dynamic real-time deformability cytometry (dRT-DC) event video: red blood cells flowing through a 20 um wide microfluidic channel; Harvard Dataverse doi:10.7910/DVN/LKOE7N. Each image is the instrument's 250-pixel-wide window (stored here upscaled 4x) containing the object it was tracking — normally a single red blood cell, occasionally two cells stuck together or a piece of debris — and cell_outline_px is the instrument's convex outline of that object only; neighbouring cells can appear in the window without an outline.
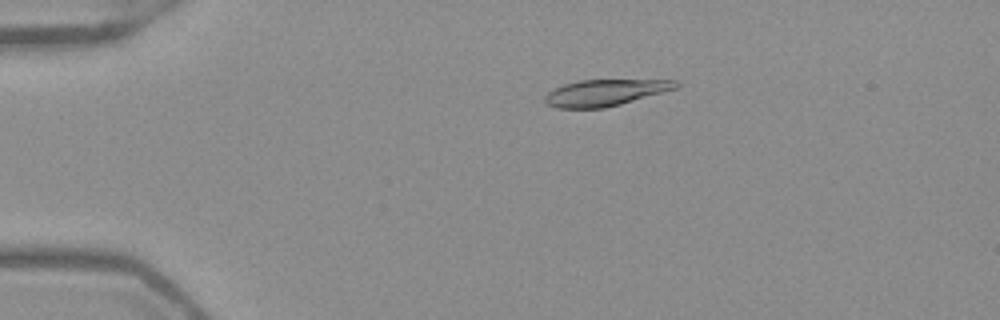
{"species": "Egyptian fruit bat (a non-hibernating species)", "species_latin": "Rousettus aegyptiacus", "temperature_condition": "warm", "stored_images_in_passage": 52, "camera_frame_rate_fps": 3000, "um_per_image_px": 0.085, "frame": {"image": 1, "passage_image": 11, "time_ms": 3.333, "image_size_px": [1000, 320], "cell_outline_px": [[680, 84], [676, 88], [620, 104], [604, 108], [556, 108], [548, 104], [544, 100], [544, 96], [548, 92], [564, 84], [580, 80], [676, 80]], "centroid_in_image_um": [51.41, 7.87], "position_along_channel_um": 33.6, "area_um2": 19.88}}
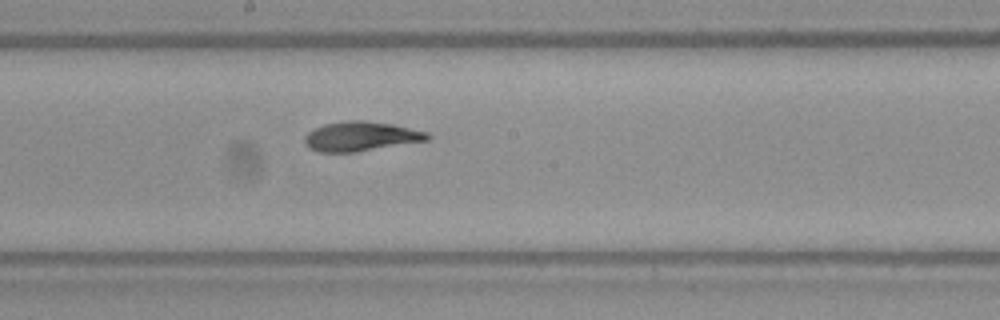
{"frame": {"image": 2, "passage_image": 29, "time_ms": 9.333, "image_size_px": [1000, 320], "cell_outline_px": [[432, 136], [428, 140], [356, 152], [320, 152], [308, 148], [304, 144], [304, 136], [308, 132], [324, 124], [348, 120], [364, 120], [392, 124], [428, 132]], "centroid_in_image_um": [30.66, 11.59], "position_along_channel_um": 217.5, "area_um2": 21.15}}
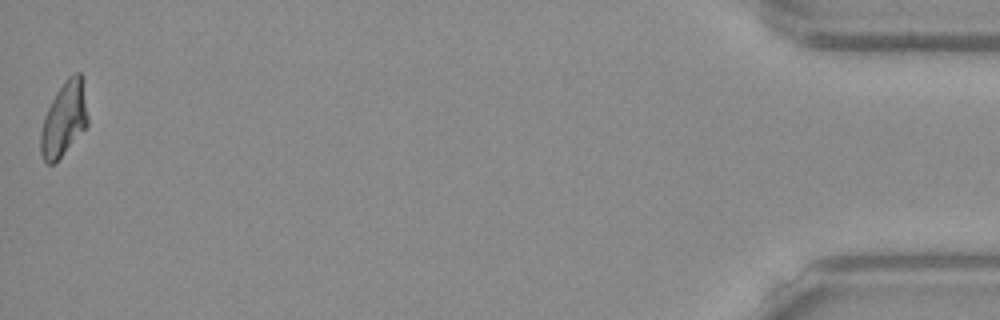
{"frame": {"image": 3, "passage_image": 52, "time_ms": 17.0, "image_size_px": [1000, 320], "cell_outline_px": [[88, 124], [60, 156], [52, 164], [48, 164], [44, 160], [40, 152], [40, 132], [44, 116], [56, 92], [64, 80], [68, 76], [76, 72], [80, 72], [84, 76], [88, 116]], "centroid_in_image_um": [5.46, 10.03], "position_along_channel_um": 429.7, "area_um2": 20.4}, "authors_computed_cell_mechanics": {"area_um2": 20.7791, "velocity_mm_per_s": 3.9443, "shape_relaxation_time_tau1_ms": 4.2175, "shape_relaxation_time_tau2_ms": 1.4673, "deformation_change_tau1": 0.1915, "deformation_change_tau2": 0.0828}}